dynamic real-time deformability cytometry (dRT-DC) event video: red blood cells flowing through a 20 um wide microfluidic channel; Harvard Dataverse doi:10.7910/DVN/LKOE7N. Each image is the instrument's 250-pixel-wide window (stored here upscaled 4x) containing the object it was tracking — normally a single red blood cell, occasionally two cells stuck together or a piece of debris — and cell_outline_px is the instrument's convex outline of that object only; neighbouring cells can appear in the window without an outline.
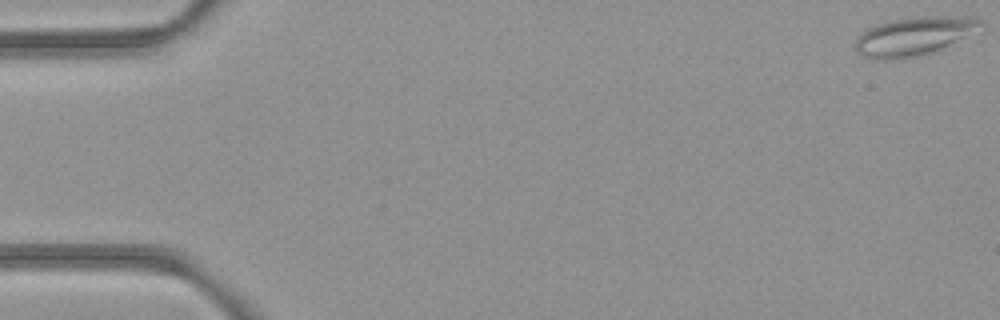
{"species": "common noctule bat (a hibernating species)", "species_latin": "Nyctalus noctula", "temperature_condition": "room temperature", "stored_images_in_passage": 54, "camera_frame_rate_fps": 3000, "um_per_image_px": 0.085, "animal": {"sex": "female", "body_mass_g": 21.9}, "frame": {"image": 1, "passage_image": 1, "time_ms": 0.0, "image_size_px": [1000, 320], "cell_outline_px": [[984, 32], [940, 48], [928, 52], [912, 56], [880, 60], [864, 56], [856, 52], [856, 40], [868, 28], [892, 20], [916, 16], [948, 16], [984, 20]], "centroid_in_image_um": [77.81, 3.05], "position_along_channel_um": 7.2, "area_um2": 27.92}}
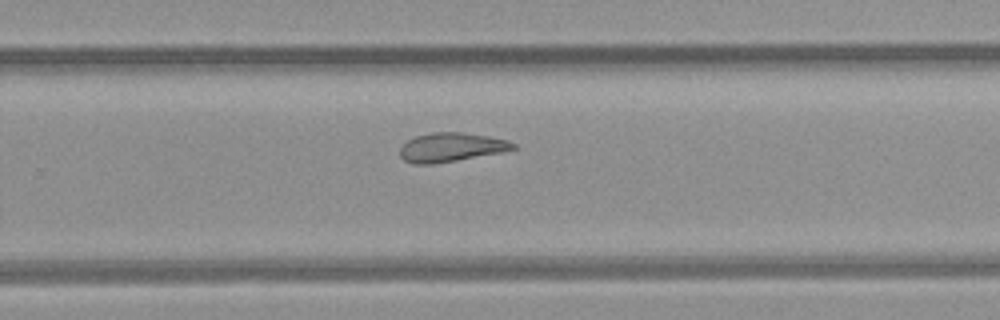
{"frame": {"image": 2, "passage_image": 35, "time_ms": 11.333, "image_size_px": [1000, 320], "cell_outline_px": [[516, 148], [504, 152], [432, 164], [416, 164], [404, 160], [400, 156], [400, 148], [408, 140], [416, 136], [432, 132], [460, 132], [488, 136], [508, 140], [516, 144]], "centroid_in_image_um": [38.36, 12.51], "position_along_channel_um": 291.4, "area_um2": 19.02}}
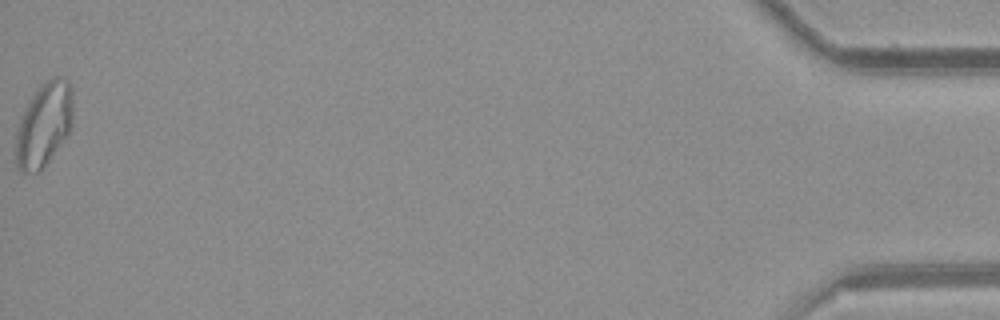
{"frame": {"image": 3, "passage_image": 54, "time_ms": 17.667, "image_size_px": [1000, 320], "cell_outline_px": [[72, 116], [68, 132], [40, 172], [20, 172], [12, 160], [16, 132], [24, 112], [32, 96], [40, 84], [56, 76], [60, 76], [68, 80], [72, 88]], "centroid_in_image_um": [3.68, 10.62], "position_along_channel_um": 431.5, "area_um2": 27.92}, "authors_computed_cell_mechanics": {"area_um2": 22.9177, "velocity_mm_per_s": 3.9182, "shape_relaxation_time_tau1_ms": null, "shape_relaxation_time_tau2_ms": 5.1681, "deformation_change_tau1": null, "deformation_change_tau2": 0.1461}}